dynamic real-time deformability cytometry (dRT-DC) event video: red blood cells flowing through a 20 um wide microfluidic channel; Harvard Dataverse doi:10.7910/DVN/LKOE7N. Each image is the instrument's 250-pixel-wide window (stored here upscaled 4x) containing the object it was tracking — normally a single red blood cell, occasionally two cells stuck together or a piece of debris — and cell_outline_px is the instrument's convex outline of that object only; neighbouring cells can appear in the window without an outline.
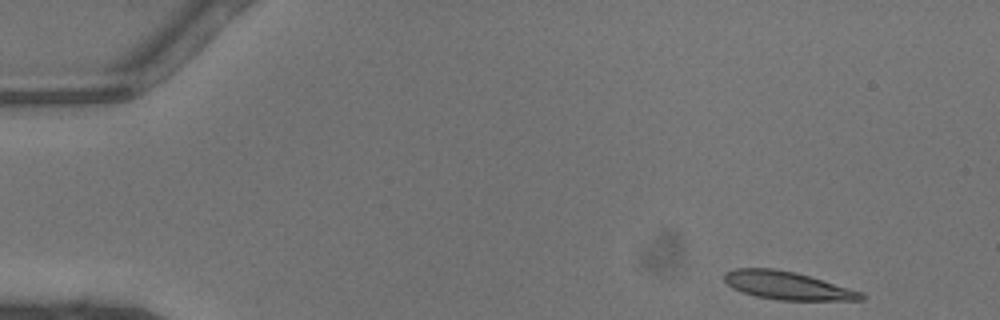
{"species": "common noctule bat (a hibernating species)", "species_latin": "Nyctalus noctula", "temperature_condition": "warm", "stored_images_in_passage": 36, "camera_frame_rate_fps": 3000, "um_per_image_px": 0.085, "animal": {"sex": "male", "body_mass_g": 13.3}, "frame": {"image": 1, "passage_image": 1, "time_ms": 0.0, "image_size_px": [1000, 320], "cell_outline_px": [[864, 300], [780, 300], [756, 296], [732, 288], [724, 280], [724, 272], [736, 268], [776, 268], [796, 272], [848, 288], [860, 292], [864, 296]], "centroid_in_image_um": [66.87, 24.26], "position_along_channel_um": 18.1, "area_um2": 22.08}}
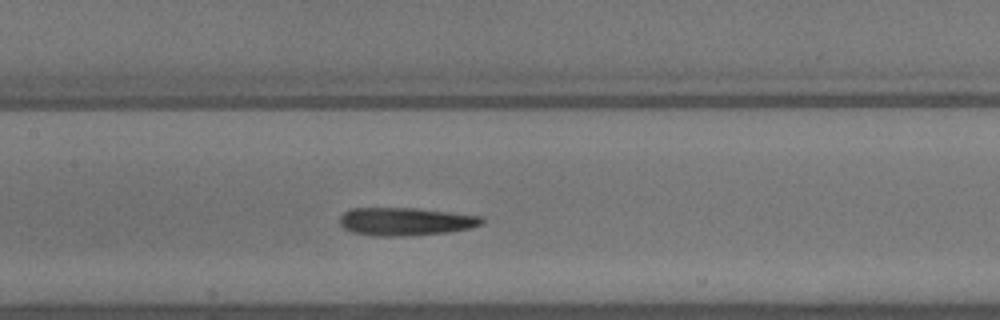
{"frame": {"image": 2, "passage_image": 19, "time_ms": 6.0, "image_size_px": [1000, 320], "cell_outline_px": [[484, 224], [472, 228], [448, 232], [412, 236], [376, 236], [352, 232], [344, 228], [340, 224], [340, 216], [344, 212], [352, 208], [416, 208], [480, 216], [484, 220]], "centroid_in_image_um": [34.48, 18.84], "position_along_channel_um": 172.9, "area_um2": 23.29}}
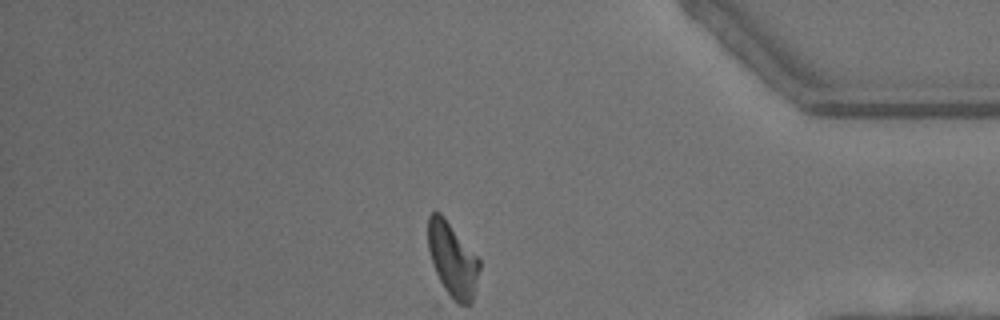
{"frame": {"image": 3, "passage_image": 36, "time_ms": 11.667, "image_size_px": [1000, 320], "cell_outline_px": [[480, 268], [472, 304], [456, 304], [444, 300], [432, 264], [428, 248], [428, 216], [432, 212], [440, 212], [444, 216], [480, 260]], "centroid_in_image_um": [38.43, 22.19], "position_along_channel_um": 396.8, "area_um2": 23.18}, "authors_computed_cell_mechanics": {"area_um2": 23.12, "velocity_mm_per_s": 4.4765, "shape_relaxation_time_tau1_ms": 5.9899, "shape_relaxation_time_tau2_ms": 2.3187, "deformation_change_tau1": 0.2229, "deformation_change_tau2": 0.1151}}